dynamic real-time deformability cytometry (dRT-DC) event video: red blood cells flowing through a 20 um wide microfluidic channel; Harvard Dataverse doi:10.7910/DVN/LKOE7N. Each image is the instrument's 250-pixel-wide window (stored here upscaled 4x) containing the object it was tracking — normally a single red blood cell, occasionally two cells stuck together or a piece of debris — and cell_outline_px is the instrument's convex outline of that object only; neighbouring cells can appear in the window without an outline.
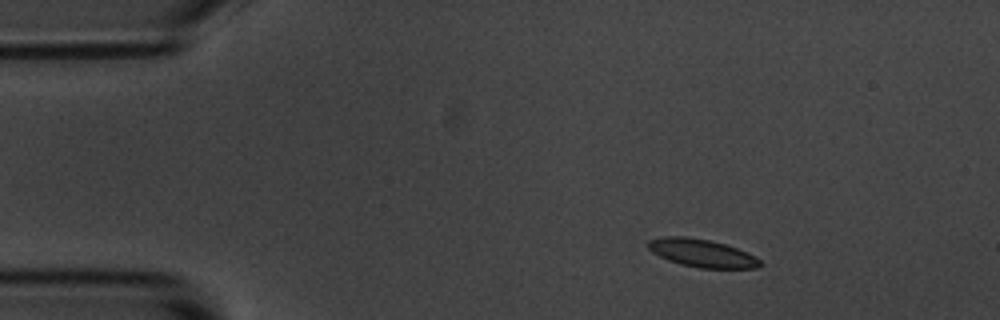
{"species": "common noctule bat (a hibernating species)", "species_latin": "Nyctalus noctula", "temperature_condition": "room temperature", "stored_images_in_passage": 4, "camera_frame_rate_fps": 3000, "um_per_image_px": 0.085, "animal": {"sex": "male", "body_mass_g": 20.1, "forearm_length_mm": 53.5}, "frame": {"image": 1, "passage_image": 2, "time_ms": 1.333, "image_size_px": [1000, 320], "cell_outline_px": [[764, 264], [760, 268], [700, 268], [680, 264], [668, 260], [652, 252], [648, 248], [648, 240], [664, 236], [688, 236], [708, 240], [724, 244], [736, 248], [760, 260]], "centroid_in_image_um": [59.64, 21.51], "position_along_channel_um": 25.4, "area_um2": 18.09}}